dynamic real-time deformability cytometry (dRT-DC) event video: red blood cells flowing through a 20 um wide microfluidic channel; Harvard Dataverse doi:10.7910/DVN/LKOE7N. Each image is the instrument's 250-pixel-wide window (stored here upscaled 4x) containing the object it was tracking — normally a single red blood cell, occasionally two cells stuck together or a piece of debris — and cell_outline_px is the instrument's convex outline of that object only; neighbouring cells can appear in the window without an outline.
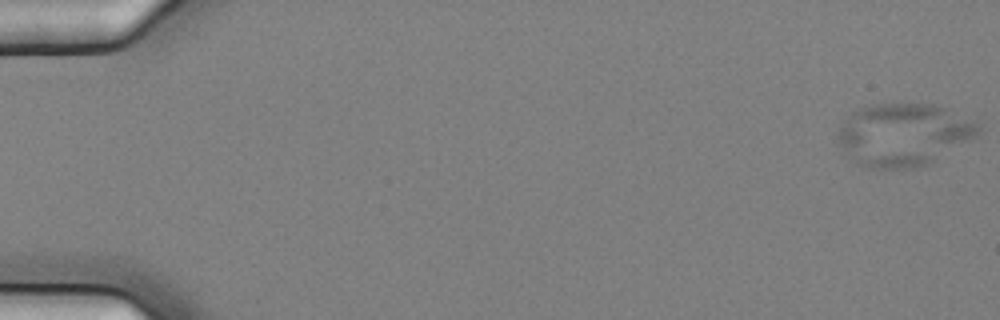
{"species": "common noctule bat (a hibernating species)", "species_latin": "Nyctalus noctula", "temperature_condition": "cold", "stored_images_in_passage": 57, "camera_frame_rate_fps": 3000, "um_per_image_px": 0.085, "animal": {"sex": "female", "body_mass_g": 25.1}, "frame": {"image": 1, "passage_image": 1, "time_ms": 0.0, "image_size_px": [1000, 320], "cell_outline_px": [[980, 136], [924, 164], [912, 168], [864, 168], [856, 164], [840, 144], [836, 136], [844, 120], [852, 112], [860, 108], [872, 104], [936, 104], [980, 124]], "centroid_in_image_um": [76.79, 11.43], "position_along_channel_um": 8.2, "area_um2": 50.81}}
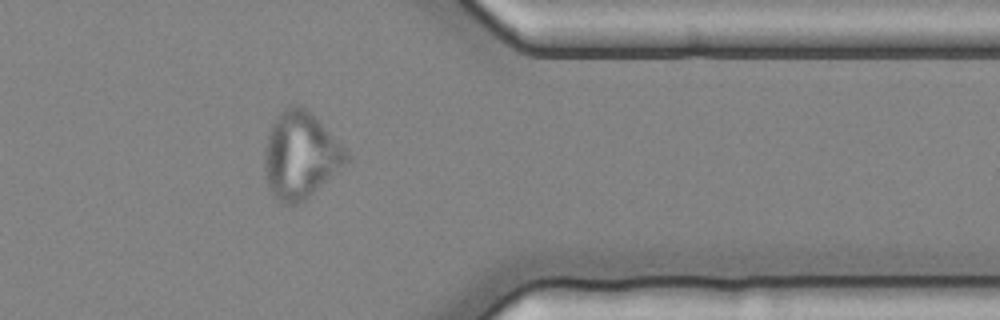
{"frame": {"image": 2, "passage_image": 47, "time_ms": 15.333, "image_size_px": [1000, 320], "cell_outline_px": [[352, 160], [304, 200], [296, 204], [284, 204], [268, 188], [264, 168], [264, 148], [272, 124], [276, 116], [284, 108], [292, 104], [296, 104], [304, 108], [352, 156]], "centroid_in_image_um": [25.53, 13.22], "position_along_channel_um": 385.9, "area_um2": 40.75}}
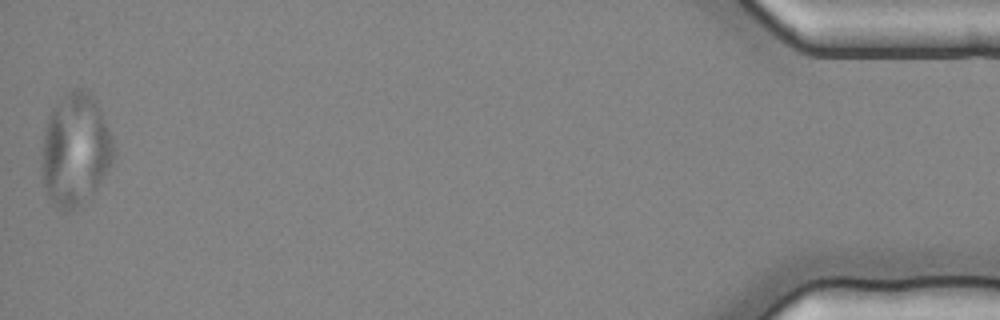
{"frame": {"image": 3, "passage_image": 57, "time_ms": 18.667, "image_size_px": [1000, 320], "cell_outline_px": [[116, 156], [112, 164], [96, 188], [80, 204], [72, 208], [60, 212], [48, 200], [44, 192], [40, 164], [44, 132], [48, 116], [52, 108], [72, 88], [84, 88], [92, 96], [100, 108], [116, 144]], "centroid_in_image_um": [6.39, 12.74], "position_along_channel_um": 428.8, "area_um2": 47.74}}